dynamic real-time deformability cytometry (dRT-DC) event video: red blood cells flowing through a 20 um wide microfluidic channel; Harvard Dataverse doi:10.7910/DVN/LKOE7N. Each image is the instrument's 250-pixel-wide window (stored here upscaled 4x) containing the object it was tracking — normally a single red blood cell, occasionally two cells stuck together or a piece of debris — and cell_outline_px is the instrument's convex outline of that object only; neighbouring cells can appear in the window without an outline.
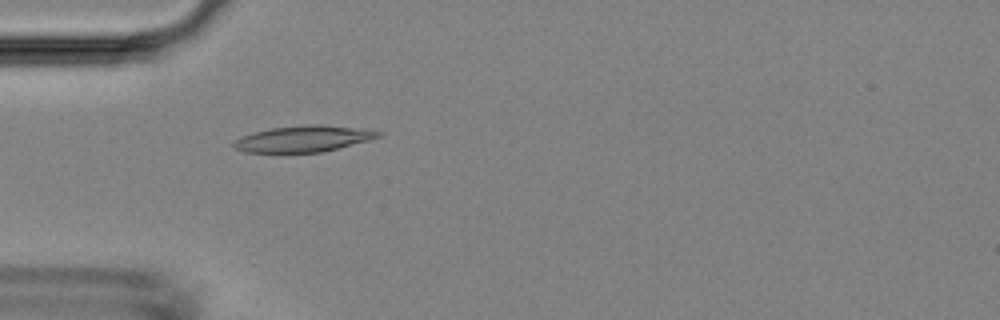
{"species": "Egyptian fruit bat (a non-hibernating species)", "species_latin": "Rousettus aegyptiacus", "temperature_condition": "room temperature", "stored_images_in_passage": 5, "camera_frame_rate_fps": 3000, "um_per_image_px": 0.085, "animal": {"sex": "female"}, "frame": {"image": 1, "passage_image": 5, "time_ms": 4.667, "image_size_px": [1000, 320], "cell_outline_px": [[384, 136], [320, 152], [244, 152], [236, 148], [232, 144], [240, 136], [272, 128], [304, 124], [324, 124], [364, 128], [384, 132]], "centroid_in_image_um": [25.85, 11.77], "position_along_channel_um": 59.1, "area_um2": 22.08}}